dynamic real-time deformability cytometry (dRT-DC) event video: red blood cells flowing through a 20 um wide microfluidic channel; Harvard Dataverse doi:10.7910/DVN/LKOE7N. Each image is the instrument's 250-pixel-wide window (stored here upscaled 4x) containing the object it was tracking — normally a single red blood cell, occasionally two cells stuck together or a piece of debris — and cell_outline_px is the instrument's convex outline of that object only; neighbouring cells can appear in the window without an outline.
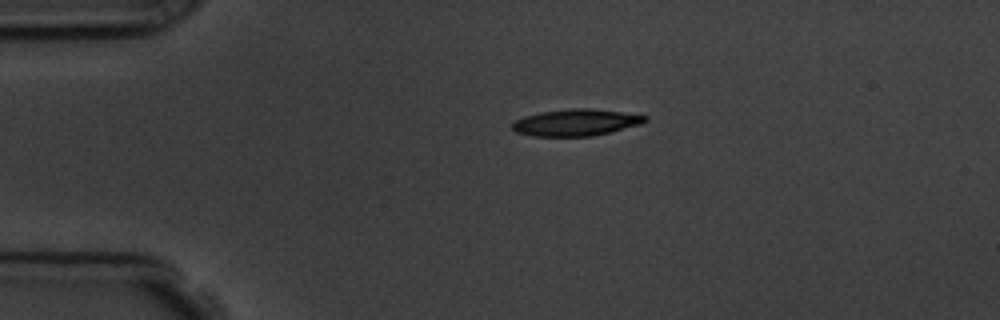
{"species": "common noctule bat (a hibernating species)", "species_latin": "Nyctalus noctula", "temperature_condition": "room temperature", "stored_images_in_passage": 2, "camera_frame_rate_fps": 3000, "um_per_image_px": 0.085, "animal": {"sex": "male", "body_mass_g": 19.5, "forearm_length_mm": 54.6}, "frame": {"image": 1, "passage_image": 1, "time_ms": 0.0, "image_size_px": [1000, 320], "cell_outline_px": [[648, 120], [640, 124], [612, 132], [592, 136], [532, 136], [516, 132], [512, 128], [512, 124], [516, 120], [524, 116], [540, 112], [572, 108], [592, 108], [648, 116]], "centroid_in_image_um": [48.96, 10.41], "position_along_channel_um": 36.0, "area_um2": 20.63}}